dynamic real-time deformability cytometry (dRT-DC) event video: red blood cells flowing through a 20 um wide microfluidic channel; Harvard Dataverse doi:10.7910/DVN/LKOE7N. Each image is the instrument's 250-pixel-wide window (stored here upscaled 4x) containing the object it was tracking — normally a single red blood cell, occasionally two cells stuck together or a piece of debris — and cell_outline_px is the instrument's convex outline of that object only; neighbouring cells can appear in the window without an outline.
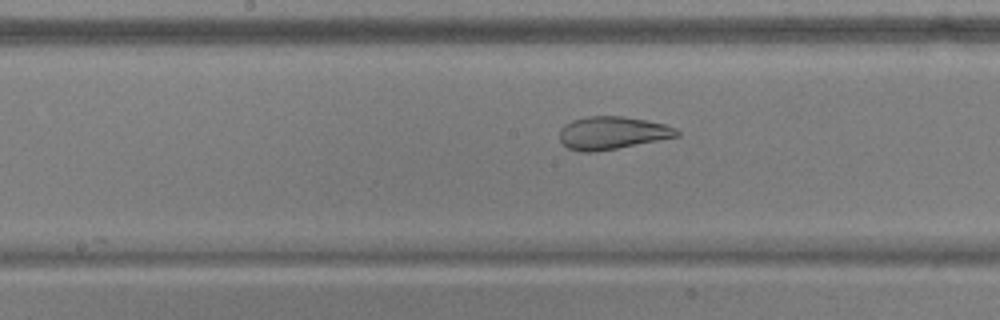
{"species": "common noctule bat (a hibernating species)", "species_latin": "Nyctalus noctula", "temperature_condition": "warm", "stored_images_in_passage": 52, "camera_frame_rate_fps": 3000, "um_per_image_px": 0.085, "animal": {"sex": "male", "body_mass_g": 17.9, "forearm_length_mm": 54.2}, "frame": {"image": 1, "passage_image": 27, "time_ms": 8.667, "image_size_px": [1000, 320], "cell_outline_px": [[680, 136], [616, 148], [592, 152], [580, 152], [568, 148], [560, 140], [560, 128], [564, 124], [572, 120], [588, 116], [624, 116], [648, 120], [664, 124], [676, 128], [680, 132]], "centroid_in_image_um": [52.04, 11.28], "position_along_channel_um": 196.2, "area_um2": 22.43}}
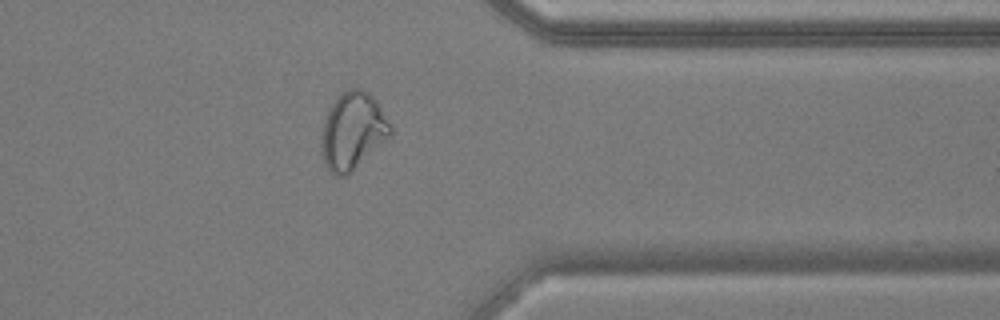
{"frame": {"image": 2, "passage_image": 42, "time_ms": 13.667, "image_size_px": [1000, 320], "cell_outline_px": [[392, 132], [348, 176], [336, 176], [328, 168], [324, 160], [320, 148], [320, 144], [324, 116], [336, 96], [340, 92], [348, 88], [360, 88], [368, 92], [376, 100], [392, 128]], "centroid_in_image_um": [29.93, 11.1], "position_along_channel_um": 381.5, "area_um2": 30.92}}
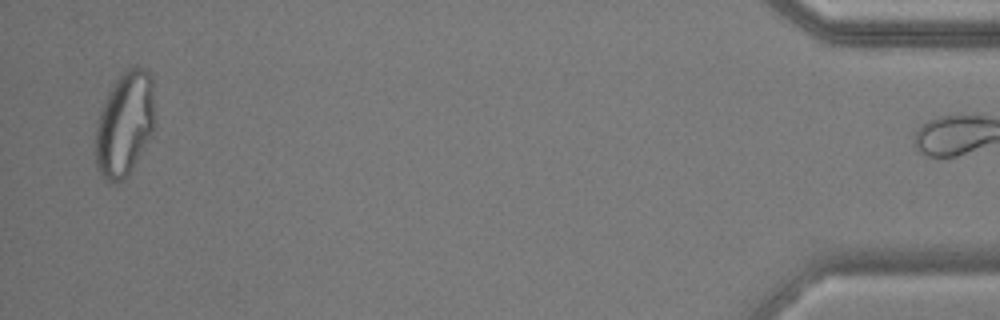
{"frame": {"image": 3, "passage_image": 51, "time_ms": 16.667, "image_size_px": [1000, 320], "cell_outline_px": [[152, 132], [148, 140], [128, 176], [116, 184], [112, 184], [100, 172], [96, 164], [96, 120], [104, 100], [108, 92], [116, 80], [132, 64], [140, 64], [152, 72]], "centroid_in_image_um": [10.58, 10.49], "position_along_channel_um": 424.6, "area_um2": 35.95}}